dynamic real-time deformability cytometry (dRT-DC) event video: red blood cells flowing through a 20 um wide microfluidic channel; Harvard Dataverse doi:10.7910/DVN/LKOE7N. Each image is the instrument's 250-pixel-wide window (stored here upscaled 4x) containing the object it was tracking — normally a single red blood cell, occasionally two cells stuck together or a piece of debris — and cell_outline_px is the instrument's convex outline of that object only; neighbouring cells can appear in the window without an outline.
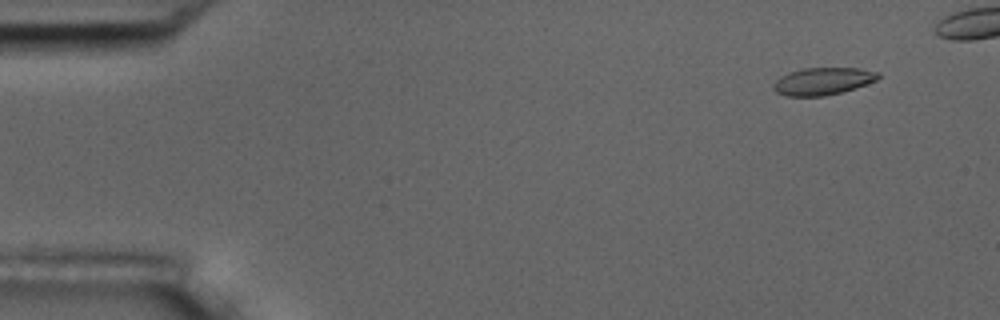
{"species": "common noctule bat (a hibernating species)", "species_latin": "Nyctalus noctula", "temperature_condition": "room temperature", "stored_images_in_passage": 7, "camera_frame_rate_fps": 3000, "um_per_image_px": 0.085, "animal": {"sex": "male", "body_mass_g": 17.5, "forearm_length_mm": 52.3}, "frame": {"image": 1, "passage_image": 2, "time_ms": 1.0, "image_size_px": [1000, 320], "cell_outline_px": [[880, 76], [876, 80], [856, 88], [824, 96], [788, 96], [776, 92], [772, 88], [772, 84], [780, 76], [804, 68], [860, 68], [880, 72]], "centroid_in_image_um": [69.95, 6.9], "position_along_channel_um": 15.1, "area_um2": 16.65}}